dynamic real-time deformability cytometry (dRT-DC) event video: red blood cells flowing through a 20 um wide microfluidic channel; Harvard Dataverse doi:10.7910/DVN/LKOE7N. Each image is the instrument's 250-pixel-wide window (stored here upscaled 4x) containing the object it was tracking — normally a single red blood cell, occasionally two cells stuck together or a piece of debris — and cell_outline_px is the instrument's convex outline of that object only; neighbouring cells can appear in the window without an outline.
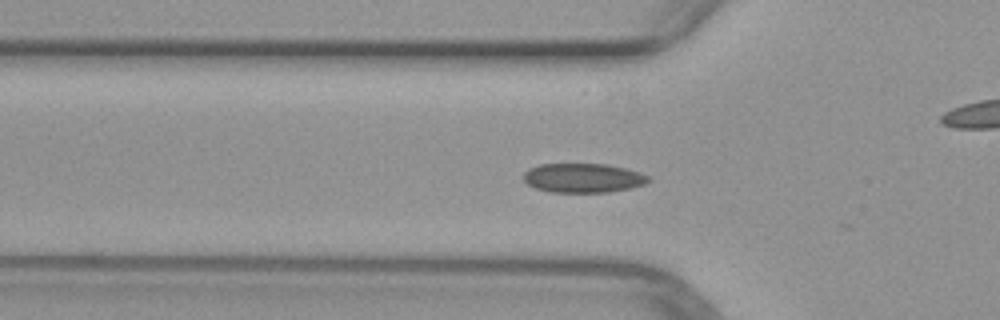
{"species": "common noctule bat (a hibernating species)", "species_latin": "Nyctalus noctula", "temperature_condition": "warm", "stored_images_in_passage": 47, "camera_frame_rate_fps": 3000, "um_per_image_px": 0.085, "animal": {"sex": "female", "body_mass_g": 29.2, "forearm_length_mm": 56.3}, "frame": {"image": 1, "passage_image": 12, "time_ms": 3.667, "image_size_px": [1000, 320], "cell_outline_px": [[652, 180], [644, 184], [628, 188], [608, 192], [552, 192], [536, 188], [528, 184], [524, 180], [524, 172], [528, 168], [540, 164], [608, 164], [640, 172], [648, 176]], "centroid_in_image_um": [49.56, 15.12], "position_along_channel_um": 76.2, "area_um2": 21.21}}
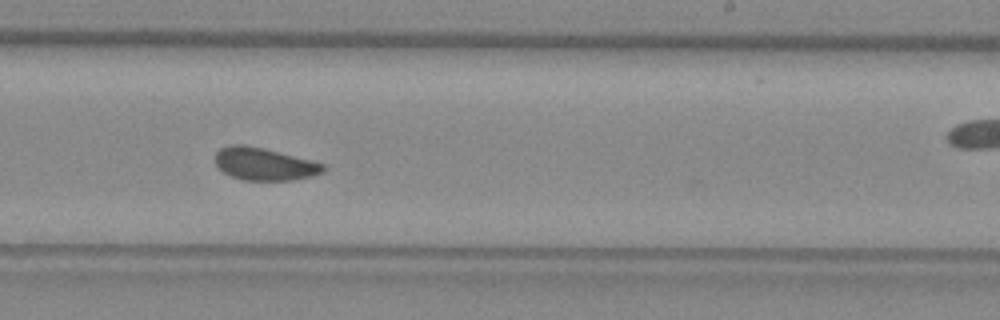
{"frame": {"image": 2, "passage_image": 26, "time_ms": 8.333, "image_size_px": [1000, 320], "cell_outline_px": [[324, 172], [312, 176], [292, 180], [244, 180], [232, 176], [224, 172], [216, 164], [216, 152], [220, 148], [228, 144], [244, 144], [264, 148], [312, 160], [324, 164]], "centroid_in_image_um": [22.47, 13.93], "position_along_channel_um": 266.5, "area_um2": 20.46}}
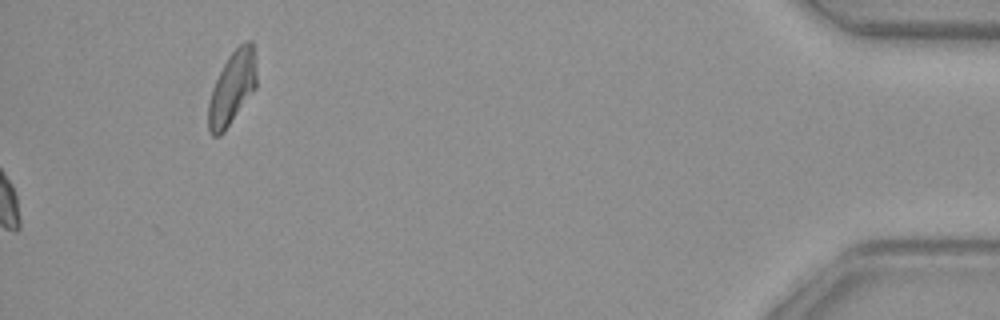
{"frame": {"image": 3, "passage_image": 47, "time_ms": 15.333, "image_size_px": [1000, 320], "cell_outline_px": [[256, 88], [224, 132], [220, 136], [212, 136], [208, 132], [208, 104], [212, 88], [228, 56], [244, 40], [252, 40], [256, 56]], "centroid_in_image_um": [19.74, 7.47], "position_along_channel_um": 415.5, "area_um2": 20.69}}